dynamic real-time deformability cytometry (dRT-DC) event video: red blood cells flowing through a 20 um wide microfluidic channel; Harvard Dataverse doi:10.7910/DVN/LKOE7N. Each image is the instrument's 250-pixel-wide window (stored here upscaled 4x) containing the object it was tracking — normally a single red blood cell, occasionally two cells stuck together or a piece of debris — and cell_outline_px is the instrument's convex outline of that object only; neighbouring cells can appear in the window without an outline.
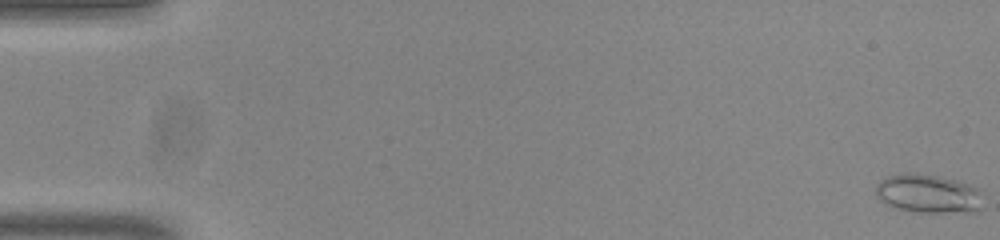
{"species": "common noctule bat (a hibernating species)", "species_latin": "Nyctalus noctula", "temperature_condition": "room temperature", "stored_images_in_passage": 55, "camera_frame_rate_fps": 3000, "um_per_image_px": 0.085, "animal": {"sex": "male", "body_mass_g": 20.0, "forearm_length_mm": 53.3}, "frame": {"image": 1, "passage_image": 1, "time_ms": 0.0, "image_size_px": [1000, 240], "cell_outline_px": [[980, 208], [976, 212], [920, 212], [896, 208], [884, 204], [876, 196], [876, 184], [880, 180], [888, 176], [908, 172], [912, 172], [940, 176], [956, 180], [968, 184], [976, 188]], "centroid_in_image_um": [78.81, 16.45], "position_along_channel_um": 6.2, "area_um2": 23.99}}
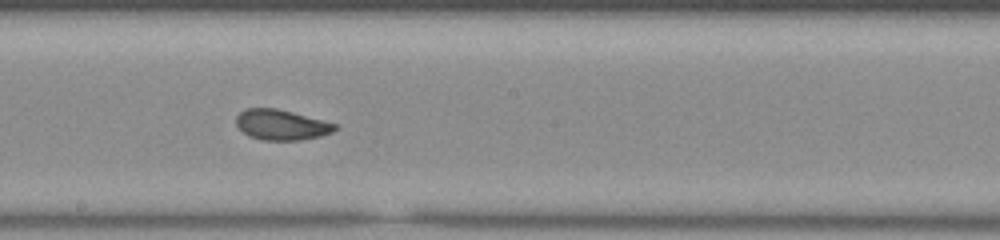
{"frame": {"image": 2, "passage_image": 31, "time_ms": 10.0, "image_size_px": [1000, 240], "cell_outline_px": [[336, 128], [332, 132], [320, 136], [300, 140], [260, 140], [248, 136], [236, 124], [236, 116], [244, 108], [276, 108], [292, 112], [336, 124]], "centroid_in_image_um": [23.87, 10.61], "position_along_channel_um": 224.3, "area_um2": 17.34}}
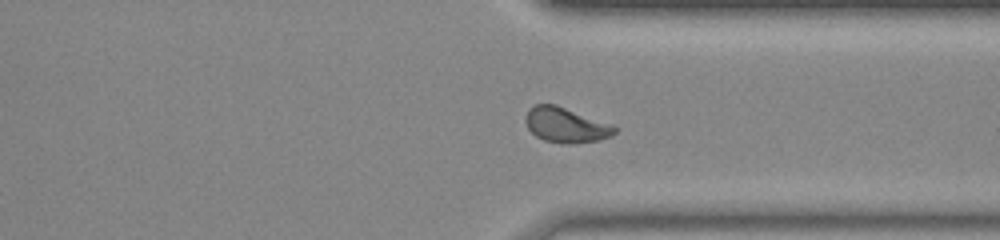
{"frame": {"image": 3, "passage_image": 42, "time_ms": 13.667, "image_size_px": [1000, 240], "cell_outline_px": [[616, 132], [612, 136], [600, 140], [572, 144], [564, 144], [544, 140], [536, 136], [528, 128], [524, 120], [528, 108], [536, 104], [556, 104], [616, 128]], "centroid_in_image_um": [48.02, 10.64], "position_along_channel_um": 363.4, "area_um2": 17.86}, "authors_computed_cell_mechanics": {"area_um2": 18.3226, "velocity_mm_per_s": 3.7868, "shape_relaxation_time_tau1_ms": null, "shape_relaxation_time_tau2_ms": 0.9999, "deformation_change_tau1": null, "deformation_change_tau2": 0.0591}}